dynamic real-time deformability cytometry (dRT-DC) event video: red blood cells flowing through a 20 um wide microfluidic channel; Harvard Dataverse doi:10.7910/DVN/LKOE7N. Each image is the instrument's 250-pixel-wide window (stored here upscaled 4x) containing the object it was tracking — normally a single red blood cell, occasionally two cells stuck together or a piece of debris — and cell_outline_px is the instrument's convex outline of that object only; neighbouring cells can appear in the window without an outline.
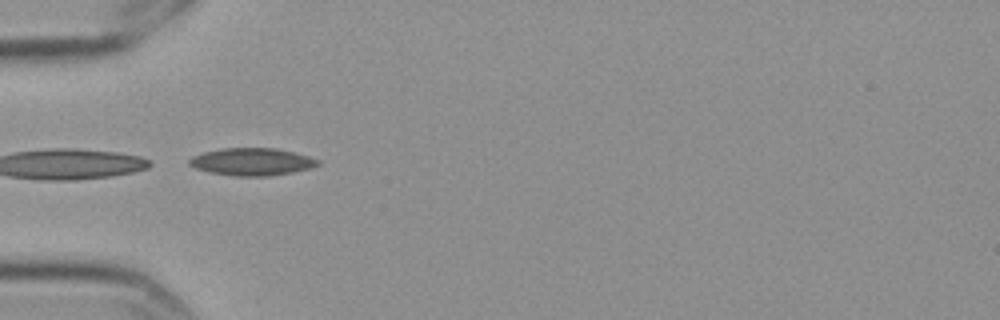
{"species": "Egyptian fruit bat (a non-hibernating species)", "species_latin": "Rousettus aegyptiacus", "temperature_condition": "cold", "stored_images_in_passage": 4, "camera_frame_rate_fps": 3000, "um_per_image_px": 0.085, "frame": {"image": 1, "passage_image": 1, "time_ms": 0.0, "image_size_px": [1000, 320], "cell_outline_px": [[320, 164], [312, 168], [292, 172], [268, 176], [236, 176], [208, 172], [196, 168], [188, 164], [188, 160], [192, 156], [204, 152], [224, 148], [276, 148], [308, 156], [320, 160]], "centroid_in_image_um": [21.41, 13.75], "position_along_channel_um": 63.6, "area_um2": 20.52}}
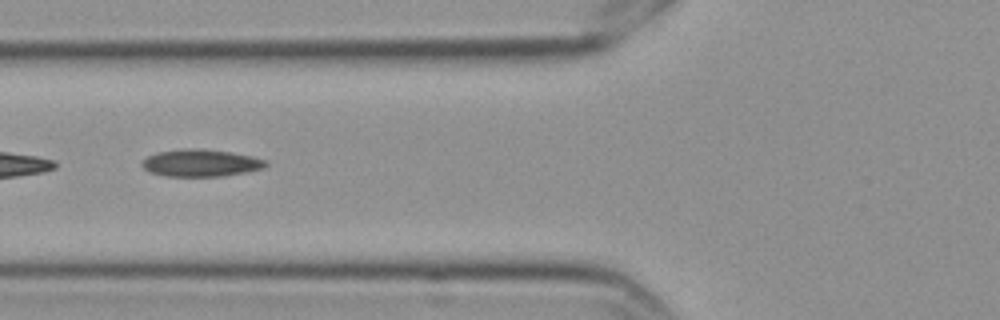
{"frame": {"image": 2, "passage_image": 2, "time_ms": 0.333, "image_size_px": [1000, 320], "cell_outline_px": [[268, 164], [264, 168], [224, 176], [164, 176], [152, 172], [144, 168], [140, 164], [148, 156], [156, 152], [184, 148], [204, 148], [232, 152], [252, 156], [264, 160]], "centroid_in_image_um": [17.06, 13.84], "position_along_channel_um": 108.7, "area_um2": 19.65}}
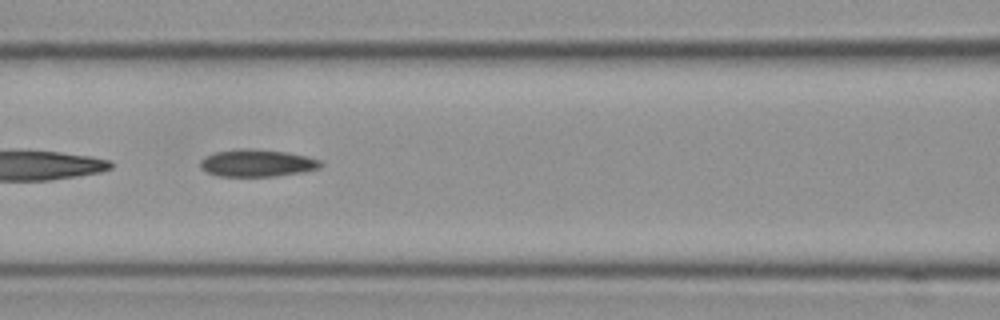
{"frame": {"image": 3, "passage_image": 3, "time_ms": 0.667, "image_size_px": [1000, 320], "cell_outline_px": [[320, 168], [304, 172], [276, 176], [220, 176], [208, 172], [200, 168], [200, 160], [216, 152], [240, 148], [248, 148], [288, 152], [308, 156], [320, 160]], "centroid_in_image_um": [21.87, 13.86], "position_along_channel_um": 144.7, "area_um2": 19.07}}